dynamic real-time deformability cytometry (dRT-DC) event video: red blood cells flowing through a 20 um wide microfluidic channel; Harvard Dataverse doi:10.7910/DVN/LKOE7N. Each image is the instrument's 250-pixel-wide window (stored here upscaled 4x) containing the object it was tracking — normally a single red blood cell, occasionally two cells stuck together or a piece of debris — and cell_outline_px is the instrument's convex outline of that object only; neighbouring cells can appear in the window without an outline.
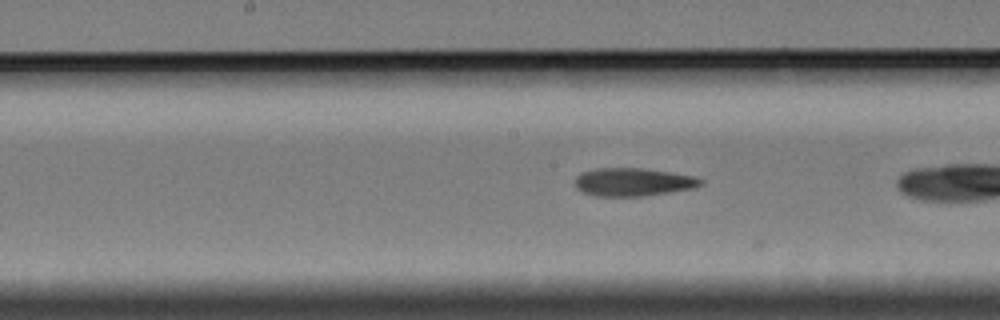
{"species": "Egyptian fruit bat (a non-hibernating species)", "species_latin": "Rousettus aegyptiacus", "temperature_condition": "cold", "stored_images_in_passage": 37, "camera_frame_rate_fps": 3000, "um_per_image_px": 0.085, "animal": {"sex": "female"}, "frame": {"image": 1, "passage_image": 20, "time_ms": 6.333, "image_size_px": [1000, 320], "cell_outline_px": [[704, 184], [692, 188], [668, 192], [640, 196], [596, 196], [584, 192], [576, 188], [576, 176], [580, 172], [596, 168], [644, 168], [672, 172], [696, 176], [704, 180]], "centroid_in_image_um": [53.83, 15.45], "position_along_channel_um": 194.4, "area_um2": 20.63}}
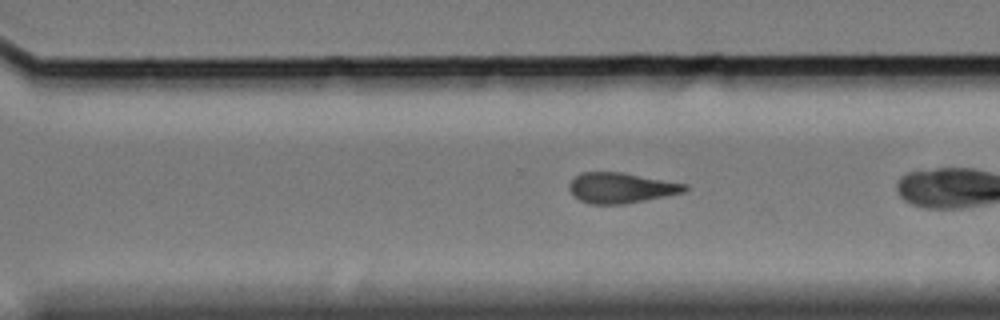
{"frame": {"image": 2, "passage_image": 31, "time_ms": 10.0, "image_size_px": [1000, 320], "cell_outline_px": [[692, 188], [688, 192], [624, 204], [592, 204], [580, 200], [568, 188], [568, 184], [580, 172], [620, 172], [688, 184]], "centroid_in_image_um": [52.86, 15.97], "position_along_channel_um": 317.7, "area_um2": 20.58}}
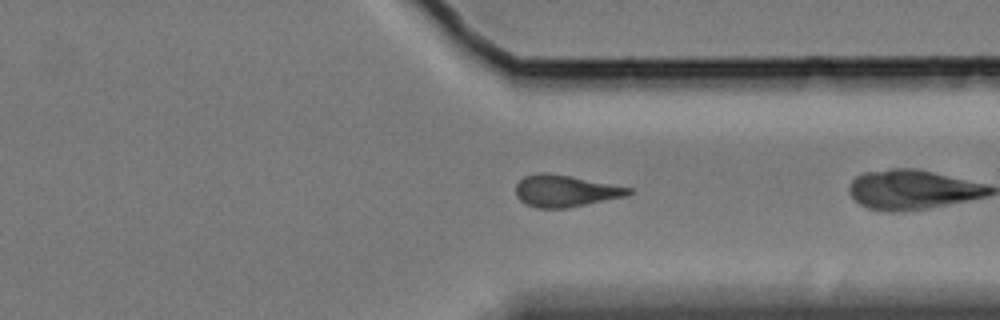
{"frame": {"image": 3, "passage_image": 35, "time_ms": 11.333, "image_size_px": [1000, 320], "cell_outline_px": [[632, 192], [624, 196], [568, 208], [536, 208], [520, 200], [516, 196], [516, 184], [524, 176], [540, 172], [544, 172], [572, 176], [632, 188]], "centroid_in_image_um": [48.02, 16.22], "position_along_channel_um": 363.4, "area_um2": 20.75}}